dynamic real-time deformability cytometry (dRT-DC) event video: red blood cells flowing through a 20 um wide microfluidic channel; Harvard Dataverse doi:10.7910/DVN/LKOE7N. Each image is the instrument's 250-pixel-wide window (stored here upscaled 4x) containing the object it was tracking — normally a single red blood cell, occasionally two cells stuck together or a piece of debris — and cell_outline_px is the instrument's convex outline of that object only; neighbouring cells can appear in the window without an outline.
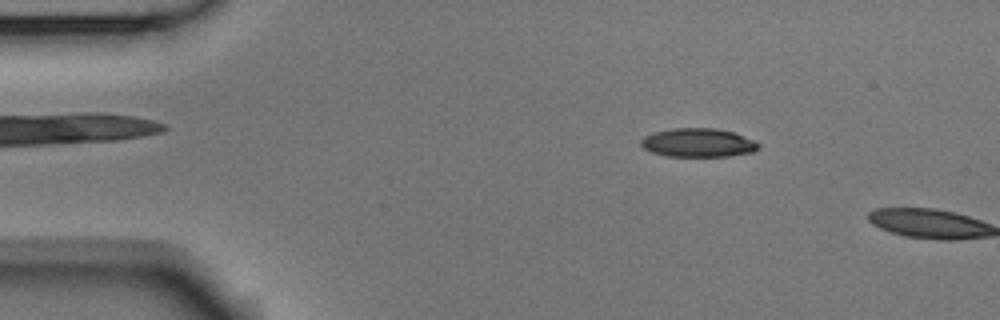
{"species": "Egyptian fruit bat (a non-hibernating species)", "species_latin": "Rousettus aegyptiacus", "temperature_condition": "room temperature", "stored_images_in_passage": 4, "camera_frame_rate_fps": 3000, "um_per_image_px": 0.085, "animal": {"sex": "male"}, "frame": {"image": 1, "passage_image": 2, "time_ms": 0.333, "image_size_px": [1000, 320], "cell_outline_px": [[760, 144], [752, 152], [728, 156], [664, 156], [652, 152], [644, 148], [640, 144], [640, 140], [644, 136], [656, 132], [672, 128], [716, 128], [732, 132], [752, 140]], "centroid_in_image_um": [59.29, 12.13], "position_along_channel_um": 25.7, "area_um2": 19.42}}